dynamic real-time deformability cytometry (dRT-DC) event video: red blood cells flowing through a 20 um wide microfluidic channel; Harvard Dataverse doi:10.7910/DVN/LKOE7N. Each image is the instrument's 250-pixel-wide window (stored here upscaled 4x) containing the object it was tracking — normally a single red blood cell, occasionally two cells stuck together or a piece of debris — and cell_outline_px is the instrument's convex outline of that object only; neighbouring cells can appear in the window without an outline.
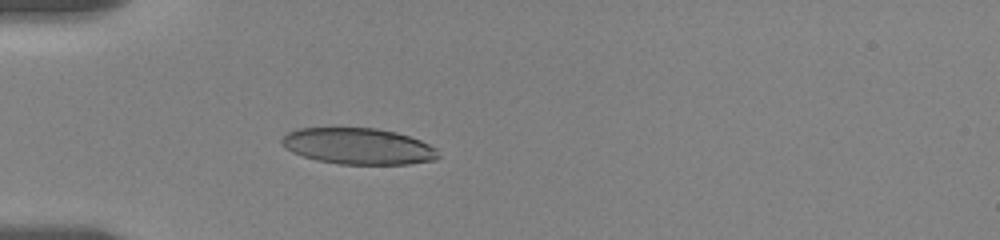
{"species": "human", "species_latin": "Homo sapiens", "temperature_condition": "room temperature", "stored_images_in_passage": 5, "camera_frame_rate_fps": 3000, "um_per_image_px": 0.085, "donor": {"sex": "female"}, "frame": {"image": 1, "passage_image": 1, "time_ms": 0.0, "image_size_px": [1000, 240], "cell_outline_px": [[440, 156], [436, 160], [408, 164], [340, 164], [316, 160], [292, 152], [284, 148], [280, 144], [280, 140], [288, 132], [300, 128], [376, 128], [396, 132], [420, 140], [436, 148]], "centroid_in_image_um": [30.45, 12.43], "position_along_channel_um": 54.6, "area_um2": 33.12}}